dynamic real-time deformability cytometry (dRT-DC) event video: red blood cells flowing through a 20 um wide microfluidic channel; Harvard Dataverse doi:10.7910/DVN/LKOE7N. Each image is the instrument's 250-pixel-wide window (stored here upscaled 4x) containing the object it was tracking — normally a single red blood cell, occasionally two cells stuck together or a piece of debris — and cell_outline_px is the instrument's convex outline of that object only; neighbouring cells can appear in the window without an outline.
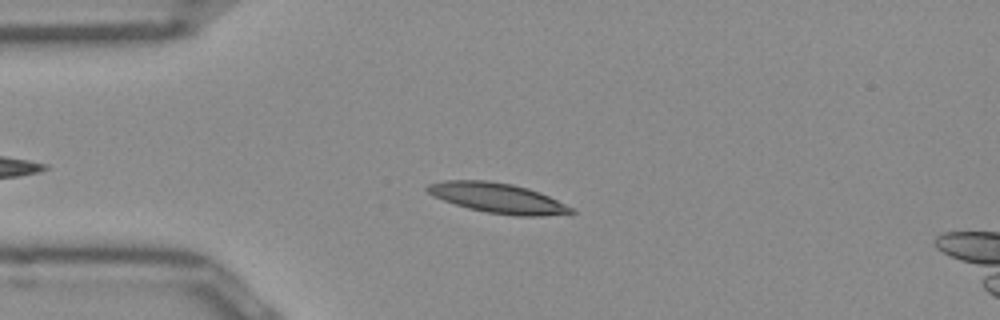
{"species": "Egyptian fruit bat (a non-hibernating species)", "species_latin": "Rousettus aegyptiacus", "temperature_condition": "room temperature", "stored_images_in_passage": 36, "camera_frame_rate_fps": 3000, "um_per_image_px": 0.085, "frame": {"image": 1, "passage_image": 8, "time_ms": 2.333, "image_size_px": [1000, 320], "cell_outline_px": [[576, 212], [540, 216], [516, 216], [488, 212], [468, 208], [444, 200], [428, 192], [424, 188], [428, 184], [444, 180], [488, 180], [512, 184], [528, 188], [540, 192], [572, 208]], "centroid_in_image_um": [42.28, 16.82], "position_along_channel_um": 42.7, "area_um2": 24.8}}
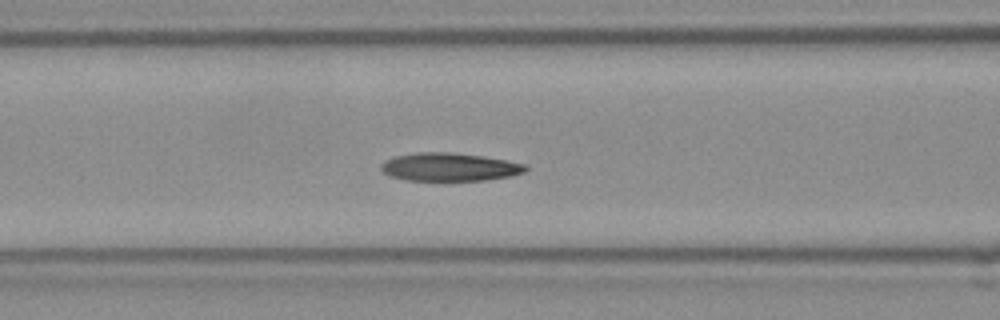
{"frame": {"image": 2, "passage_image": 16, "time_ms": 5.0, "image_size_px": [1000, 320], "cell_outline_px": [[528, 168], [524, 172], [512, 176], [484, 180], [408, 180], [388, 176], [380, 172], [380, 164], [384, 160], [396, 156], [416, 152], [452, 152], [484, 156], [524, 164]], "centroid_in_image_um": [38.14, 14.19], "position_along_channel_um": 128.5, "area_um2": 23.81}}
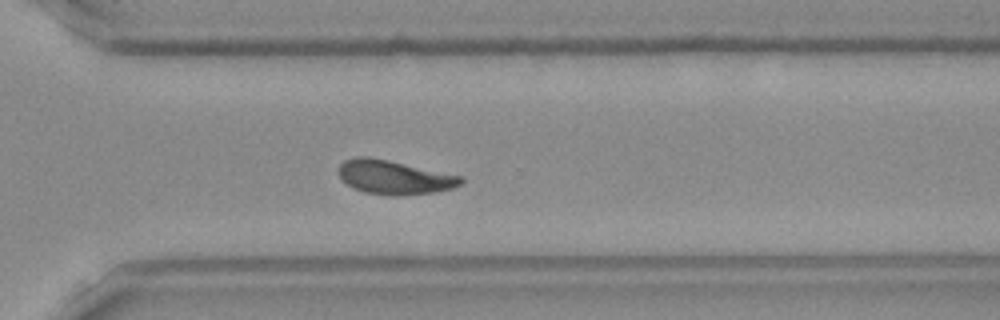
{"frame": {"image": 3, "passage_image": 32, "time_ms": 10.333, "image_size_px": [1000, 320], "cell_outline_px": [[464, 180], [460, 184], [452, 188], [436, 192], [400, 196], [392, 196], [364, 192], [352, 188], [340, 180], [336, 172], [340, 164], [344, 160], [356, 156], [368, 156], [388, 160], [460, 176]], "centroid_in_image_um": [33.41, 15.07], "position_along_channel_um": 337.2, "area_um2": 24.39}, "authors_computed_cell_mechanics": {"area_um2": 24.0159, "velocity_mm_per_s": 3.913, "shape_relaxation_time_tau1_ms": 9.2093, "shape_relaxation_time_tau2_ms": 3.1125, "deformation_change_tau1": 0.2076, "deformation_change_tau2": 0.0982}}